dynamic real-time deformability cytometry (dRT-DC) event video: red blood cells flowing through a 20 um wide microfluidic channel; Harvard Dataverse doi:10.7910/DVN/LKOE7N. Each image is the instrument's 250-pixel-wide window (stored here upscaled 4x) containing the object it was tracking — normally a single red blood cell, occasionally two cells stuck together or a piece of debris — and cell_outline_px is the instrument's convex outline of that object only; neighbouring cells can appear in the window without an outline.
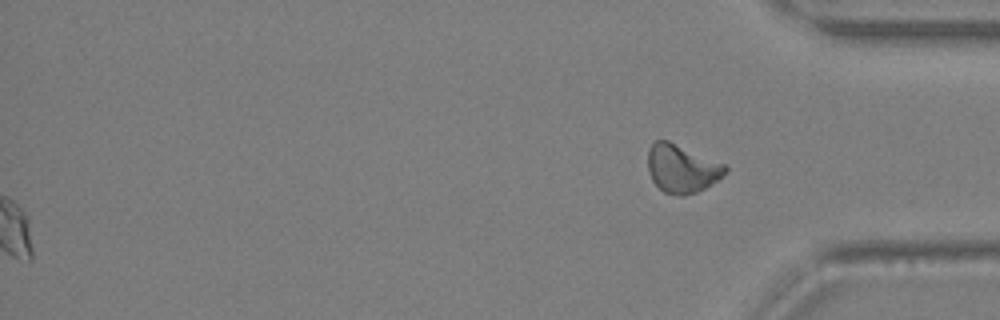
{"species": "Egyptian fruit bat (a non-hibernating species)", "species_latin": "Rousettus aegyptiacus", "temperature_condition": "warm", "stored_images_in_passage": 36, "segment_of_instrument_passage": [2, 2], "camera_frame_rate_fps": 3000, "um_per_image_px": 0.085, "animal": {"sex": "female"}, "frame": {"image": 1, "passage_image": 36, "time_ms": 11.667, "image_size_px": [1000, 320], "cell_outline_px": [[728, 168], [716, 180], [704, 188], [696, 192], [684, 196], [680, 196], [664, 192], [652, 180], [648, 172], [648, 148], [656, 140], [668, 140], [728, 164]], "centroid_in_image_um": [57.95, 14.3], "position_along_channel_um": 377.3, "area_um2": 21.79}}